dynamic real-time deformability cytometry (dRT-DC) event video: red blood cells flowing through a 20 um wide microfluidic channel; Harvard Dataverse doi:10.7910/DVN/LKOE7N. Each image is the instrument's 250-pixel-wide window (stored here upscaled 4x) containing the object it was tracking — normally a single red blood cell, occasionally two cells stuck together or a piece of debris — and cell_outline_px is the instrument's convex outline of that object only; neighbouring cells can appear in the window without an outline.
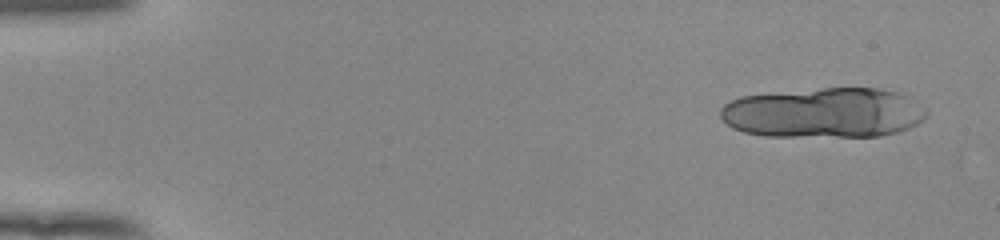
{"species": "human", "species_latin": "Homo sapiens", "temperature_condition": "room temperature", "stored_images_in_passage": 15, "camera_frame_rate_fps": 3000, "um_per_image_px": 0.085, "donor": {"sex": "female"}, "frame": {"image": 1, "passage_image": 3, "time_ms": 0.667, "image_size_px": [1000, 240], "cell_outline_px": [[928, 116], [916, 124], [908, 128], [896, 132], [880, 136], [764, 136], [744, 132], [732, 128], [720, 116], [720, 108], [728, 100], [740, 96], [824, 88], [880, 88], [904, 92], [928, 112]], "centroid_in_image_um": [70.03, 9.58], "position_along_channel_um": 15.0, "area_um2": 60.4}}